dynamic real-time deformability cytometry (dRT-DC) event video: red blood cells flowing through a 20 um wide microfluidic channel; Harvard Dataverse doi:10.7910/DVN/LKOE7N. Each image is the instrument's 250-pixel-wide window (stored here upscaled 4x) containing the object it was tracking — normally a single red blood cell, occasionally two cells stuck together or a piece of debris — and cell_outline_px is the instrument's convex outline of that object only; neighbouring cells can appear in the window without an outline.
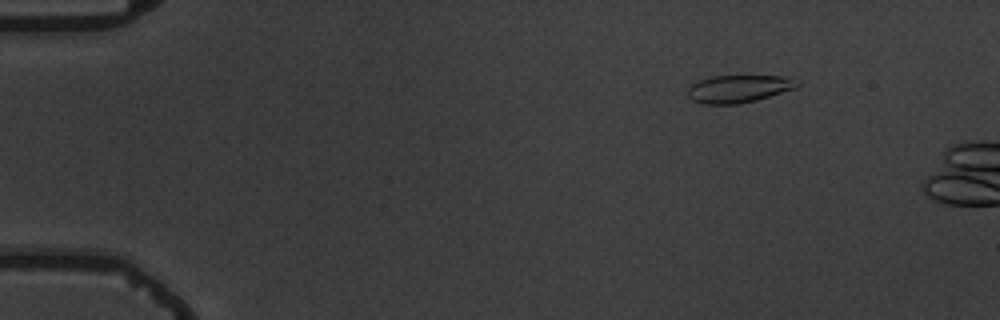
{"species": "common noctule bat (a hibernating species)", "species_latin": "Nyctalus noctula", "temperature_condition": "warm", "stored_images_in_passage": 2, "camera_frame_rate_fps": 3000, "um_per_image_px": 0.085, "animal": {"sex": "male", "body_mass_g": 19.5, "forearm_length_mm": 54.6}, "frame": {"image": 1, "passage_image": 1, "time_ms": 0.0, "image_size_px": [1000, 320], "cell_outline_px": [[800, 84], [796, 88], [756, 100], [740, 104], [704, 104], [692, 100], [688, 96], [688, 88], [692, 84], [700, 80], [712, 76], [784, 76], [800, 80]], "centroid_in_image_um": [62.81, 7.54], "position_along_channel_um": 22.2, "area_um2": 17.63}}